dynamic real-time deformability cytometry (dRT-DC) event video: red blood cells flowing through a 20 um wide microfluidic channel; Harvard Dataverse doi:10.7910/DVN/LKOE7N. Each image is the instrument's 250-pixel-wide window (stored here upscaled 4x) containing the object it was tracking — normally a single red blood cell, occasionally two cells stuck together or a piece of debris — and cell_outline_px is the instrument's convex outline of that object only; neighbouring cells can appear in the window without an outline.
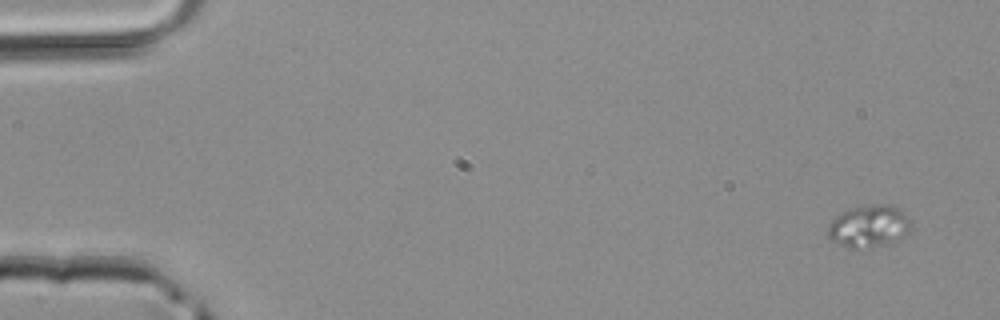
{"species": "common noctule bat (a hibernating species)", "species_latin": "Nyctalus noctula", "temperature_condition": "room temperature", "stored_images_in_passage": 46, "camera_frame_rate_fps": 3000, "um_per_image_px": 0.085, "animal": {"sex": "male", "body_mass_g": 20.4}, "frame": {"image": 1, "passage_image": 2, "time_ms": 0.333, "image_size_px": [1000, 320], "cell_outline_px": [[908, 232], [904, 236], [888, 244], [856, 248], [848, 248], [832, 240], [828, 236], [828, 224], [836, 216], [848, 208], [876, 204], [892, 204], [900, 208], [908, 220]], "centroid_in_image_um": [73.82, 19.21], "position_along_channel_um": 11.2, "area_um2": 20.17}}